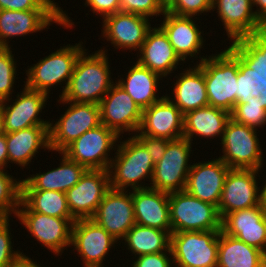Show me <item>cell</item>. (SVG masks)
Segmentation results:
<instances>
[{"label":"cell","instance_id":"cell-46","mask_svg":"<svg viewBox=\"0 0 266 267\" xmlns=\"http://www.w3.org/2000/svg\"><path fill=\"white\" fill-rule=\"evenodd\" d=\"M90 6L92 12L102 18L120 12V0H86L85 6Z\"/></svg>","mask_w":266,"mask_h":267},{"label":"cell","instance_id":"cell-43","mask_svg":"<svg viewBox=\"0 0 266 267\" xmlns=\"http://www.w3.org/2000/svg\"><path fill=\"white\" fill-rule=\"evenodd\" d=\"M52 0H0V10H62Z\"/></svg>","mask_w":266,"mask_h":267},{"label":"cell","instance_id":"cell-17","mask_svg":"<svg viewBox=\"0 0 266 267\" xmlns=\"http://www.w3.org/2000/svg\"><path fill=\"white\" fill-rule=\"evenodd\" d=\"M116 242L111 234L92 219H78L72 225L71 246L83 258L84 267H104L103 260Z\"/></svg>","mask_w":266,"mask_h":267},{"label":"cell","instance_id":"cell-48","mask_svg":"<svg viewBox=\"0 0 266 267\" xmlns=\"http://www.w3.org/2000/svg\"><path fill=\"white\" fill-rule=\"evenodd\" d=\"M255 5L259 7L254 11L255 15L266 26V0H252V7Z\"/></svg>","mask_w":266,"mask_h":267},{"label":"cell","instance_id":"cell-34","mask_svg":"<svg viewBox=\"0 0 266 267\" xmlns=\"http://www.w3.org/2000/svg\"><path fill=\"white\" fill-rule=\"evenodd\" d=\"M170 233L156 228L135 224L122 239L134 256L171 252Z\"/></svg>","mask_w":266,"mask_h":267},{"label":"cell","instance_id":"cell-6","mask_svg":"<svg viewBox=\"0 0 266 267\" xmlns=\"http://www.w3.org/2000/svg\"><path fill=\"white\" fill-rule=\"evenodd\" d=\"M220 231L171 233L170 250L176 267H217Z\"/></svg>","mask_w":266,"mask_h":267},{"label":"cell","instance_id":"cell-24","mask_svg":"<svg viewBox=\"0 0 266 267\" xmlns=\"http://www.w3.org/2000/svg\"><path fill=\"white\" fill-rule=\"evenodd\" d=\"M135 224L172 233L169 193L152 188L132 191Z\"/></svg>","mask_w":266,"mask_h":267},{"label":"cell","instance_id":"cell-31","mask_svg":"<svg viewBox=\"0 0 266 267\" xmlns=\"http://www.w3.org/2000/svg\"><path fill=\"white\" fill-rule=\"evenodd\" d=\"M230 118L228 111L210 105L188 111L183 119V137L191 143L195 134L205 138L222 137Z\"/></svg>","mask_w":266,"mask_h":267},{"label":"cell","instance_id":"cell-38","mask_svg":"<svg viewBox=\"0 0 266 267\" xmlns=\"http://www.w3.org/2000/svg\"><path fill=\"white\" fill-rule=\"evenodd\" d=\"M10 48H0V101L12 100L14 80L16 77V61Z\"/></svg>","mask_w":266,"mask_h":267},{"label":"cell","instance_id":"cell-35","mask_svg":"<svg viewBox=\"0 0 266 267\" xmlns=\"http://www.w3.org/2000/svg\"><path fill=\"white\" fill-rule=\"evenodd\" d=\"M20 201L33 212L44 215L74 219L70 213L66 193L60 191H21Z\"/></svg>","mask_w":266,"mask_h":267},{"label":"cell","instance_id":"cell-40","mask_svg":"<svg viewBox=\"0 0 266 267\" xmlns=\"http://www.w3.org/2000/svg\"><path fill=\"white\" fill-rule=\"evenodd\" d=\"M120 11L147 18L159 16L166 11V0H120Z\"/></svg>","mask_w":266,"mask_h":267},{"label":"cell","instance_id":"cell-5","mask_svg":"<svg viewBox=\"0 0 266 267\" xmlns=\"http://www.w3.org/2000/svg\"><path fill=\"white\" fill-rule=\"evenodd\" d=\"M169 206L172 233L221 230L218 208L185 190L169 193Z\"/></svg>","mask_w":266,"mask_h":267},{"label":"cell","instance_id":"cell-14","mask_svg":"<svg viewBox=\"0 0 266 267\" xmlns=\"http://www.w3.org/2000/svg\"><path fill=\"white\" fill-rule=\"evenodd\" d=\"M101 124L119 137L124 132H138L142 110L117 83L113 84L100 104Z\"/></svg>","mask_w":266,"mask_h":267},{"label":"cell","instance_id":"cell-13","mask_svg":"<svg viewBox=\"0 0 266 267\" xmlns=\"http://www.w3.org/2000/svg\"><path fill=\"white\" fill-rule=\"evenodd\" d=\"M259 170L230 168L224 181L218 212L222 219L226 214L261 204L258 187Z\"/></svg>","mask_w":266,"mask_h":267},{"label":"cell","instance_id":"cell-32","mask_svg":"<svg viewBox=\"0 0 266 267\" xmlns=\"http://www.w3.org/2000/svg\"><path fill=\"white\" fill-rule=\"evenodd\" d=\"M126 79H119L117 83L132 98L133 101L144 110L154 103H157L164 96H156L159 79L162 78L156 72L141 66L138 62L129 69Z\"/></svg>","mask_w":266,"mask_h":267},{"label":"cell","instance_id":"cell-37","mask_svg":"<svg viewBox=\"0 0 266 267\" xmlns=\"http://www.w3.org/2000/svg\"><path fill=\"white\" fill-rule=\"evenodd\" d=\"M231 119L239 124L258 129L257 127L266 124V109L258 97H250L246 103H236L230 113Z\"/></svg>","mask_w":266,"mask_h":267},{"label":"cell","instance_id":"cell-51","mask_svg":"<svg viewBox=\"0 0 266 267\" xmlns=\"http://www.w3.org/2000/svg\"><path fill=\"white\" fill-rule=\"evenodd\" d=\"M260 192H261V204L264 207V209L266 210V183L262 187Z\"/></svg>","mask_w":266,"mask_h":267},{"label":"cell","instance_id":"cell-16","mask_svg":"<svg viewBox=\"0 0 266 267\" xmlns=\"http://www.w3.org/2000/svg\"><path fill=\"white\" fill-rule=\"evenodd\" d=\"M91 219L117 241L123 239L135 225L132 193L110 188Z\"/></svg>","mask_w":266,"mask_h":267},{"label":"cell","instance_id":"cell-15","mask_svg":"<svg viewBox=\"0 0 266 267\" xmlns=\"http://www.w3.org/2000/svg\"><path fill=\"white\" fill-rule=\"evenodd\" d=\"M109 189L108 170L88 169L80 181L66 192L73 218L91 219Z\"/></svg>","mask_w":266,"mask_h":267},{"label":"cell","instance_id":"cell-36","mask_svg":"<svg viewBox=\"0 0 266 267\" xmlns=\"http://www.w3.org/2000/svg\"><path fill=\"white\" fill-rule=\"evenodd\" d=\"M5 169H0V217L17 213L21 198V180L16 181Z\"/></svg>","mask_w":266,"mask_h":267},{"label":"cell","instance_id":"cell-18","mask_svg":"<svg viewBox=\"0 0 266 267\" xmlns=\"http://www.w3.org/2000/svg\"><path fill=\"white\" fill-rule=\"evenodd\" d=\"M103 34L116 49L140 51L148 31L152 28L149 18L126 12H116L103 19Z\"/></svg>","mask_w":266,"mask_h":267},{"label":"cell","instance_id":"cell-22","mask_svg":"<svg viewBox=\"0 0 266 267\" xmlns=\"http://www.w3.org/2000/svg\"><path fill=\"white\" fill-rule=\"evenodd\" d=\"M16 96L17 99L13 100L15 102L12 105H8L6 99L2 101L5 133L16 132L36 125H50L51 122L38 117L49 97L47 94L28 89L25 86L20 95Z\"/></svg>","mask_w":266,"mask_h":267},{"label":"cell","instance_id":"cell-28","mask_svg":"<svg viewBox=\"0 0 266 267\" xmlns=\"http://www.w3.org/2000/svg\"><path fill=\"white\" fill-rule=\"evenodd\" d=\"M49 127L50 125H36L6 133L8 163L25 167L35 158L40 148L50 149Z\"/></svg>","mask_w":266,"mask_h":267},{"label":"cell","instance_id":"cell-26","mask_svg":"<svg viewBox=\"0 0 266 267\" xmlns=\"http://www.w3.org/2000/svg\"><path fill=\"white\" fill-rule=\"evenodd\" d=\"M163 15L160 27L167 34L175 53L183 62L188 56L196 58L204 39L193 17L178 16L167 11Z\"/></svg>","mask_w":266,"mask_h":267},{"label":"cell","instance_id":"cell-27","mask_svg":"<svg viewBox=\"0 0 266 267\" xmlns=\"http://www.w3.org/2000/svg\"><path fill=\"white\" fill-rule=\"evenodd\" d=\"M60 154L63 156L59 167L21 180V191L47 190L66 193L77 184L88 169Z\"/></svg>","mask_w":266,"mask_h":267},{"label":"cell","instance_id":"cell-39","mask_svg":"<svg viewBox=\"0 0 266 267\" xmlns=\"http://www.w3.org/2000/svg\"><path fill=\"white\" fill-rule=\"evenodd\" d=\"M258 96H260V91L256 89L254 70L238 57L237 103H246L250 97Z\"/></svg>","mask_w":266,"mask_h":267},{"label":"cell","instance_id":"cell-47","mask_svg":"<svg viewBox=\"0 0 266 267\" xmlns=\"http://www.w3.org/2000/svg\"><path fill=\"white\" fill-rule=\"evenodd\" d=\"M8 164V150L6 144V133L0 134V169L6 168Z\"/></svg>","mask_w":266,"mask_h":267},{"label":"cell","instance_id":"cell-12","mask_svg":"<svg viewBox=\"0 0 266 267\" xmlns=\"http://www.w3.org/2000/svg\"><path fill=\"white\" fill-rule=\"evenodd\" d=\"M16 216L31 236L33 235L57 256L64 251L65 247H70L71 230L75 219L57 218L30 211L21 201Z\"/></svg>","mask_w":266,"mask_h":267},{"label":"cell","instance_id":"cell-29","mask_svg":"<svg viewBox=\"0 0 266 267\" xmlns=\"http://www.w3.org/2000/svg\"><path fill=\"white\" fill-rule=\"evenodd\" d=\"M229 47L254 70L259 100L266 109V30L233 40Z\"/></svg>","mask_w":266,"mask_h":267},{"label":"cell","instance_id":"cell-30","mask_svg":"<svg viewBox=\"0 0 266 267\" xmlns=\"http://www.w3.org/2000/svg\"><path fill=\"white\" fill-rule=\"evenodd\" d=\"M177 77L172 93L174 98L166 95L185 114L209 105L203 69L197 64L195 68H186Z\"/></svg>","mask_w":266,"mask_h":267},{"label":"cell","instance_id":"cell-42","mask_svg":"<svg viewBox=\"0 0 266 267\" xmlns=\"http://www.w3.org/2000/svg\"><path fill=\"white\" fill-rule=\"evenodd\" d=\"M9 217H0V267H11L24 254L12 250Z\"/></svg>","mask_w":266,"mask_h":267},{"label":"cell","instance_id":"cell-10","mask_svg":"<svg viewBox=\"0 0 266 267\" xmlns=\"http://www.w3.org/2000/svg\"><path fill=\"white\" fill-rule=\"evenodd\" d=\"M191 145L185 137L168 142L166 153L154 165L150 188L166 193L185 189L187 176L192 166L188 164L192 151Z\"/></svg>","mask_w":266,"mask_h":267},{"label":"cell","instance_id":"cell-41","mask_svg":"<svg viewBox=\"0 0 266 267\" xmlns=\"http://www.w3.org/2000/svg\"><path fill=\"white\" fill-rule=\"evenodd\" d=\"M211 10L212 0H166V11L178 16L195 17Z\"/></svg>","mask_w":266,"mask_h":267},{"label":"cell","instance_id":"cell-23","mask_svg":"<svg viewBox=\"0 0 266 267\" xmlns=\"http://www.w3.org/2000/svg\"><path fill=\"white\" fill-rule=\"evenodd\" d=\"M216 8L231 41L266 30L254 13L252 0H212V11Z\"/></svg>","mask_w":266,"mask_h":267},{"label":"cell","instance_id":"cell-11","mask_svg":"<svg viewBox=\"0 0 266 267\" xmlns=\"http://www.w3.org/2000/svg\"><path fill=\"white\" fill-rule=\"evenodd\" d=\"M71 21L63 10H0V48H11L10 37L39 32L52 22L68 29L74 25Z\"/></svg>","mask_w":266,"mask_h":267},{"label":"cell","instance_id":"cell-49","mask_svg":"<svg viewBox=\"0 0 266 267\" xmlns=\"http://www.w3.org/2000/svg\"><path fill=\"white\" fill-rule=\"evenodd\" d=\"M37 262L32 261L31 258L23 255L18 261H16L11 267H41Z\"/></svg>","mask_w":266,"mask_h":267},{"label":"cell","instance_id":"cell-25","mask_svg":"<svg viewBox=\"0 0 266 267\" xmlns=\"http://www.w3.org/2000/svg\"><path fill=\"white\" fill-rule=\"evenodd\" d=\"M137 62L162 77H168L182 61L175 53L167 34L159 27L151 28L139 52Z\"/></svg>","mask_w":266,"mask_h":267},{"label":"cell","instance_id":"cell-33","mask_svg":"<svg viewBox=\"0 0 266 267\" xmlns=\"http://www.w3.org/2000/svg\"><path fill=\"white\" fill-rule=\"evenodd\" d=\"M217 267H266V254L220 230Z\"/></svg>","mask_w":266,"mask_h":267},{"label":"cell","instance_id":"cell-2","mask_svg":"<svg viewBox=\"0 0 266 267\" xmlns=\"http://www.w3.org/2000/svg\"><path fill=\"white\" fill-rule=\"evenodd\" d=\"M199 59L209 105L231 113L237 103L238 55L228 47L219 54Z\"/></svg>","mask_w":266,"mask_h":267},{"label":"cell","instance_id":"cell-44","mask_svg":"<svg viewBox=\"0 0 266 267\" xmlns=\"http://www.w3.org/2000/svg\"><path fill=\"white\" fill-rule=\"evenodd\" d=\"M150 153L153 163H158L166 153L167 144L170 140L164 138H154L147 135H134Z\"/></svg>","mask_w":266,"mask_h":267},{"label":"cell","instance_id":"cell-1","mask_svg":"<svg viewBox=\"0 0 266 267\" xmlns=\"http://www.w3.org/2000/svg\"><path fill=\"white\" fill-rule=\"evenodd\" d=\"M105 52L101 49L87 56L85 49L79 55L62 100L100 104L114 84Z\"/></svg>","mask_w":266,"mask_h":267},{"label":"cell","instance_id":"cell-20","mask_svg":"<svg viewBox=\"0 0 266 267\" xmlns=\"http://www.w3.org/2000/svg\"><path fill=\"white\" fill-rule=\"evenodd\" d=\"M229 167L218 157L194 163L187 176L185 191L218 208Z\"/></svg>","mask_w":266,"mask_h":267},{"label":"cell","instance_id":"cell-45","mask_svg":"<svg viewBox=\"0 0 266 267\" xmlns=\"http://www.w3.org/2000/svg\"><path fill=\"white\" fill-rule=\"evenodd\" d=\"M169 253V254H168ZM168 254V256H167ZM170 256V257H169ZM171 252H160L155 254H144L137 257L136 261L132 262V267H172Z\"/></svg>","mask_w":266,"mask_h":267},{"label":"cell","instance_id":"cell-4","mask_svg":"<svg viewBox=\"0 0 266 267\" xmlns=\"http://www.w3.org/2000/svg\"><path fill=\"white\" fill-rule=\"evenodd\" d=\"M80 43V44H79ZM75 45H67L50 55L45 56L38 63L26 70V86L28 89L40 91L49 96L50 87L58 85L63 81L65 87L59 97L65 92L71 75L73 74L76 61L79 55L85 50L82 47L83 42Z\"/></svg>","mask_w":266,"mask_h":267},{"label":"cell","instance_id":"cell-50","mask_svg":"<svg viewBox=\"0 0 266 267\" xmlns=\"http://www.w3.org/2000/svg\"><path fill=\"white\" fill-rule=\"evenodd\" d=\"M4 114H3V105L2 101H0V134H4Z\"/></svg>","mask_w":266,"mask_h":267},{"label":"cell","instance_id":"cell-8","mask_svg":"<svg viewBox=\"0 0 266 267\" xmlns=\"http://www.w3.org/2000/svg\"><path fill=\"white\" fill-rule=\"evenodd\" d=\"M220 144L224 155L219 158L229 168L260 170L263 167V154L256 129L230 118Z\"/></svg>","mask_w":266,"mask_h":267},{"label":"cell","instance_id":"cell-9","mask_svg":"<svg viewBox=\"0 0 266 267\" xmlns=\"http://www.w3.org/2000/svg\"><path fill=\"white\" fill-rule=\"evenodd\" d=\"M119 136L101 124L88 130L69 144L61 153L68 159L92 170H108L113 158L108 152L116 147ZM114 146V147H113Z\"/></svg>","mask_w":266,"mask_h":267},{"label":"cell","instance_id":"cell-19","mask_svg":"<svg viewBox=\"0 0 266 267\" xmlns=\"http://www.w3.org/2000/svg\"><path fill=\"white\" fill-rule=\"evenodd\" d=\"M183 119L184 114L165 95L157 103L142 110L141 124L134 134L168 140L182 138Z\"/></svg>","mask_w":266,"mask_h":267},{"label":"cell","instance_id":"cell-7","mask_svg":"<svg viewBox=\"0 0 266 267\" xmlns=\"http://www.w3.org/2000/svg\"><path fill=\"white\" fill-rule=\"evenodd\" d=\"M70 104L60 119L49 127V150L61 153L69 144L88 130L101 125L100 107L94 103L64 101Z\"/></svg>","mask_w":266,"mask_h":267},{"label":"cell","instance_id":"cell-3","mask_svg":"<svg viewBox=\"0 0 266 267\" xmlns=\"http://www.w3.org/2000/svg\"><path fill=\"white\" fill-rule=\"evenodd\" d=\"M116 146L118 148L115 159L111 160L108 168L110 188L116 190H126L128 186L132 190L149 188L150 186L139 184L145 178L152 180L155 165L145 146L134 135L125 141H120V145Z\"/></svg>","mask_w":266,"mask_h":267},{"label":"cell","instance_id":"cell-21","mask_svg":"<svg viewBox=\"0 0 266 267\" xmlns=\"http://www.w3.org/2000/svg\"><path fill=\"white\" fill-rule=\"evenodd\" d=\"M221 230L266 254V210L262 205L226 214Z\"/></svg>","mask_w":266,"mask_h":267}]
</instances>
